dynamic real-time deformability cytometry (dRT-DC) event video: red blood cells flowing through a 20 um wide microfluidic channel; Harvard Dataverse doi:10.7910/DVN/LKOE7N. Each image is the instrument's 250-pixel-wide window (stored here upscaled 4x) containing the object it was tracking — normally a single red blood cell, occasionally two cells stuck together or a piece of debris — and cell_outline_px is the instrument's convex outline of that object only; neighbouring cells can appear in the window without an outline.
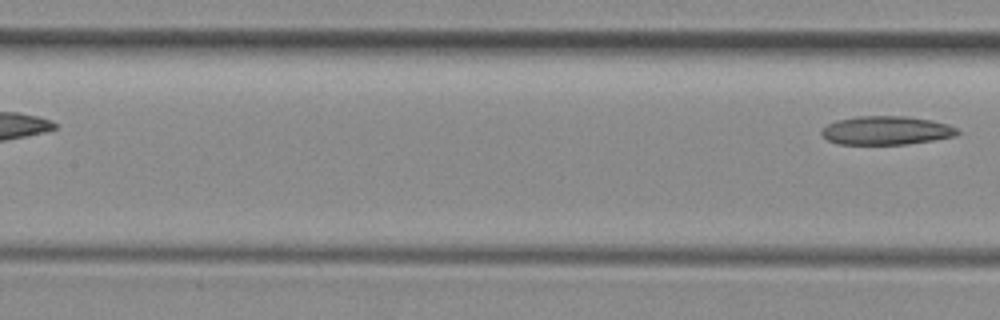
{"species": "common noctule bat (a hibernating species)", "species_latin": "Nyctalus noctula", "temperature_condition": "room temperature", "stored_images_in_passage": 6, "segment_of_instrument_passage": [2, 2], "camera_frame_rate_fps": 3000, "um_per_image_px": 0.085, "animal": {"sex": "female", "body_mass_g": 29.2, "forearm_length_mm": 56.3}, "frame": {"image": 1, "passage_image": 6, "time_ms": 1.667, "image_size_px": [1000, 320], "cell_outline_px": [[960, 132], [956, 136], [908, 144], [836, 144], [828, 140], [820, 132], [828, 124], [836, 120], [856, 116], [908, 116], [932, 120], [948, 124], [956, 128]], "centroid_in_image_um": [75.34, 11.08], "position_along_channel_um": 132.1, "area_um2": 22.72}}